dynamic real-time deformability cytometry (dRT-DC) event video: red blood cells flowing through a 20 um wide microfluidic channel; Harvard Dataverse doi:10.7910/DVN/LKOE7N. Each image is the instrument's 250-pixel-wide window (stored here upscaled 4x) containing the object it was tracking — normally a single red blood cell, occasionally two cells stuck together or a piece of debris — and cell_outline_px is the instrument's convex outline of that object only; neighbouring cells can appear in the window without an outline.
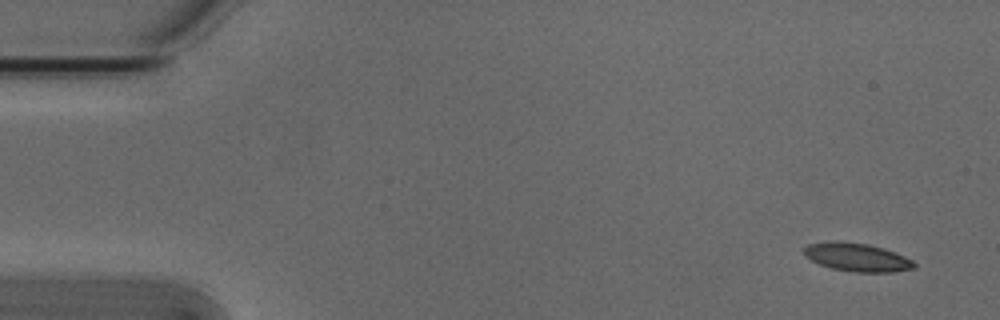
{"species": "Egyptian fruit bat (a non-hibernating species)", "species_latin": "Rousettus aegyptiacus", "temperature_condition": "cold", "stored_images_in_passage": 7, "camera_frame_rate_fps": 3000, "um_per_image_px": 0.085, "animal": {"sex": "male"}, "frame": {"image": 1, "passage_image": 1, "time_ms": 0.0, "image_size_px": [1000, 320], "cell_outline_px": [[916, 268], [892, 272], [852, 272], [832, 268], [820, 264], [804, 256], [800, 248], [808, 244], [832, 240], [836, 240], [868, 244], [884, 248], [904, 256], [912, 260], [916, 264]], "centroid_in_image_um": [72.8, 21.85], "position_along_channel_um": 12.2, "area_um2": 18.44}}
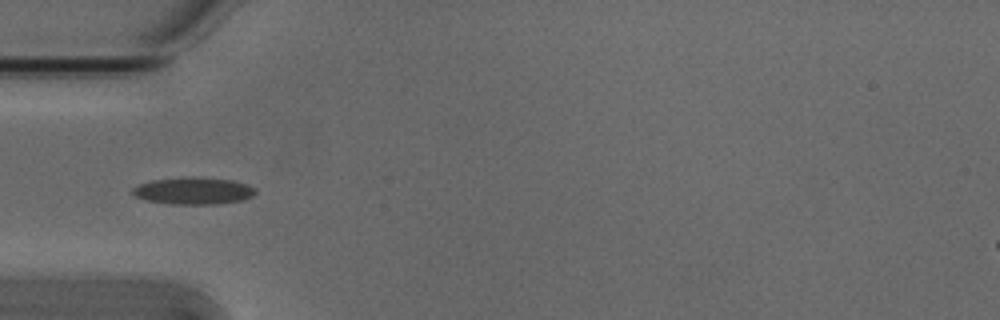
{"frame": {"image": 2, "passage_image": 5, "time_ms": 1.333, "image_size_px": [1000, 320], "cell_outline_px": [[256, 192], [252, 196], [244, 200], [220, 204], [172, 204], [148, 200], [136, 196], [132, 192], [132, 188], [140, 184], [152, 180], [184, 176], [192, 176], [232, 180], [248, 184]], "centroid_in_image_um": [16.46, 16.21], "position_along_channel_um": 68.5, "area_um2": 19.42}}